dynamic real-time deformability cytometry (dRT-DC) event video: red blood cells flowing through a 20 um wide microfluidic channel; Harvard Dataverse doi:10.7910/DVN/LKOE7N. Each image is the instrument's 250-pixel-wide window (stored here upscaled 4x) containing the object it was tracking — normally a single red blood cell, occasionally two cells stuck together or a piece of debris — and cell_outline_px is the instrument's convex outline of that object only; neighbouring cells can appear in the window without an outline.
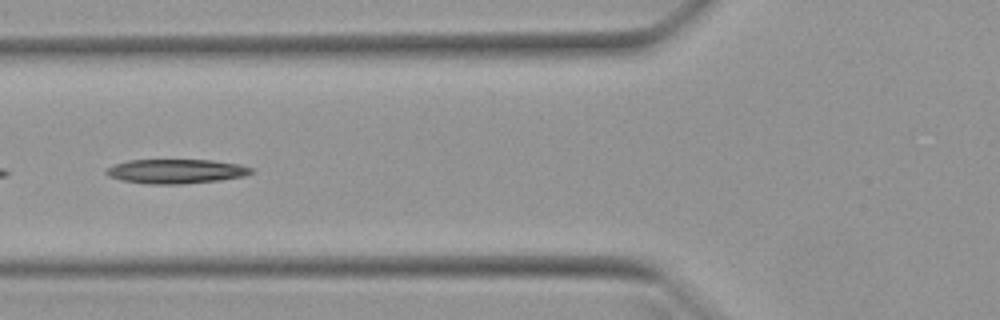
{"species": "Egyptian fruit bat (a non-hibernating species)", "species_latin": "Rousettus aegyptiacus", "temperature_condition": "warm", "stored_images_in_passage": 51, "camera_frame_rate_fps": 3000, "um_per_image_px": 0.085, "animal": {"sex": "female"}, "frame": {"image": 1, "passage_image": 19, "time_ms": 6.0, "image_size_px": [1000, 320], "cell_outline_px": [[252, 172], [244, 176], [216, 180], [180, 184], [152, 184], [124, 180], [108, 176], [104, 172], [108, 168], [116, 164], [128, 160], [212, 160], [240, 164], [252, 168]], "centroid_in_image_um": [14.96, 14.55], "position_along_channel_um": 110.8, "area_um2": 20.23}}
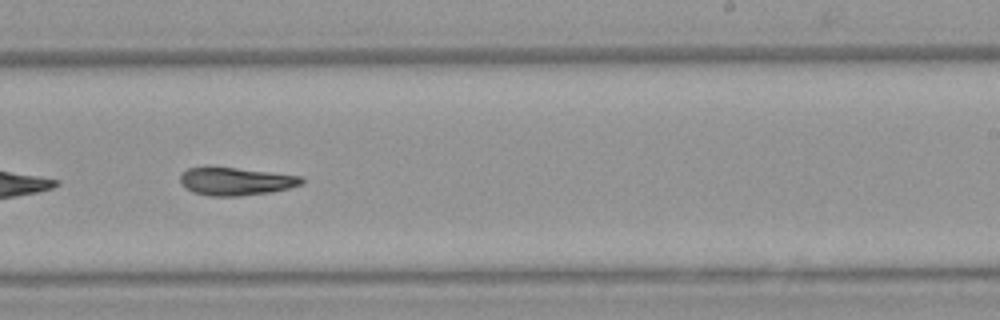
{"frame": {"image": 2, "passage_image": 31, "time_ms": 10.0, "image_size_px": [1000, 320], "cell_outline_px": [[304, 184], [288, 188], [268, 192], [236, 196], [208, 196], [192, 192], [184, 188], [180, 184], [180, 176], [188, 168], [204, 164], [208, 164], [304, 176]], "centroid_in_image_um": [19.98, 15.37], "position_along_channel_um": 269.0, "area_um2": 20.46}}
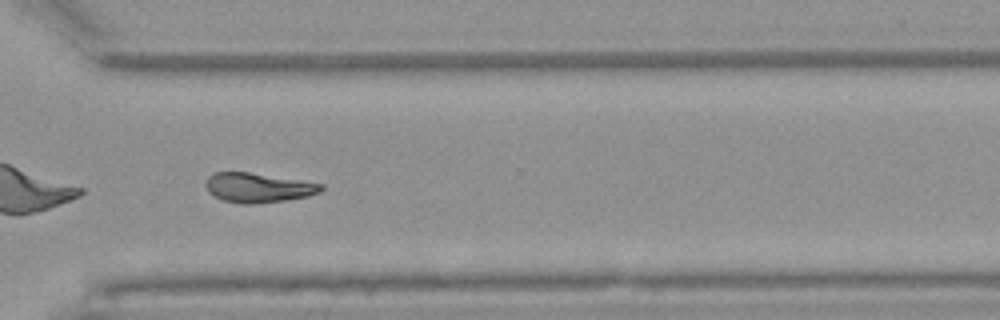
{"frame": {"image": 3, "passage_image": 37, "time_ms": 12.0, "image_size_px": [1000, 320], "cell_outline_px": [[324, 188], [320, 192], [308, 196], [284, 200], [252, 204], [240, 204], [220, 200], [208, 192], [204, 184], [208, 176], [212, 172], [248, 172], [324, 184]], "centroid_in_image_um": [21.88, 15.95], "position_along_channel_um": 348.7, "area_um2": 19.94}, "authors_computed_cell_mechanics": {"area_um2": 20.4612, "velocity_mm_per_s": 3.9686, "shape_relaxation_time_tau1_ms": 9.9284, "shape_relaxation_time_tau2_ms": 6.8266, "deformation_change_tau1": 0.2665, "deformation_change_tau2": 0.1783}}